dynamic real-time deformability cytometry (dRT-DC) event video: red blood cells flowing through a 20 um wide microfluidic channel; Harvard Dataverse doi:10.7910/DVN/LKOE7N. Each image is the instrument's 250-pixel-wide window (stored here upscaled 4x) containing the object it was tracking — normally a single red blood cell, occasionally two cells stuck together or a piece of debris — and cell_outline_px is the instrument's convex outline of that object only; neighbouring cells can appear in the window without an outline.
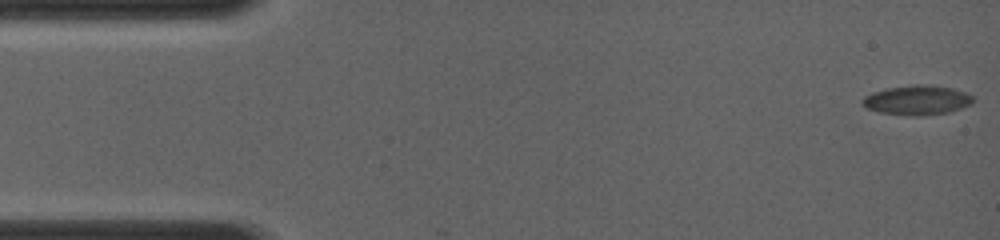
{"species": "common noctule bat (a hibernating species)", "species_latin": "Nyctalus noctula", "temperature_condition": "room temperature", "stored_images_in_passage": 17, "camera_frame_rate_fps": 4000, "um_per_image_px": 0.085, "animal": {"sex": "female", "body_mass_g": 19.0, "forearm_length_mm": 56.7}, "frame": {"image": 1, "passage_image": 1, "time_ms": 0.0, "image_size_px": [1000, 240], "cell_outline_px": [[972, 104], [948, 112], [920, 116], [912, 116], [880, 112], [868, 108], [860, 104], [860, 100], [864, 96], [872, 92], [888, 88], [916, 84], [928, 84], [952, 88], [964, 92], [972, 96]], "centroid_in_image_um": [77.91, 8.5], "position_along_channel_um": 7.1, "area_um2": 19.02}}
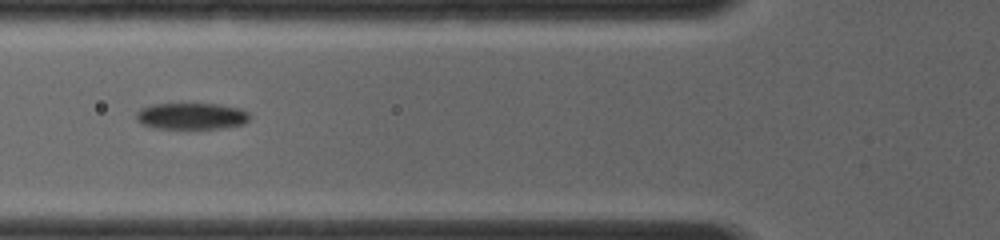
{"frame": {"image": 2, "passage_image": 15, "time_ms": 5.5, "image_size_px": [1000, 240], "cell_outline_px": [[252, 116], [244, 124], [224, 128], [156, 128], [140, 124], [136, 120], [136, 112], [140, 108], [152, 104], [220, 104], [240, 108], [248, 112]], "centroid_in_image_um": [16.28, 9.86], "position_along_channel_um": 109.5, "area_um2": 17.69}}
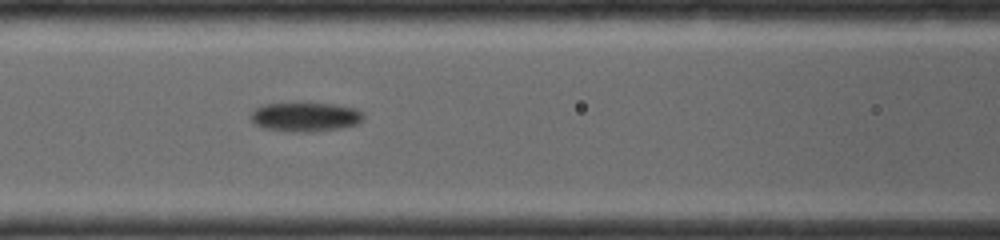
{"frame": {"image": 3, "passage_image": 17, "time_ms": 6.25, "image_size_px": [1000, 240], "cell_outline_px": [[364, 120], [356, 124], [340, 128], [308, 132], [268, 128], [252, 124], [252, 112], [256, 108], [264, 104], [296, 100], [332, 104], [356, 108], [364, 112]], "centroid_in_image_um": [25.98, 9.87], "position_along_channel_um": 140.6, "area_um2": 19.65}}